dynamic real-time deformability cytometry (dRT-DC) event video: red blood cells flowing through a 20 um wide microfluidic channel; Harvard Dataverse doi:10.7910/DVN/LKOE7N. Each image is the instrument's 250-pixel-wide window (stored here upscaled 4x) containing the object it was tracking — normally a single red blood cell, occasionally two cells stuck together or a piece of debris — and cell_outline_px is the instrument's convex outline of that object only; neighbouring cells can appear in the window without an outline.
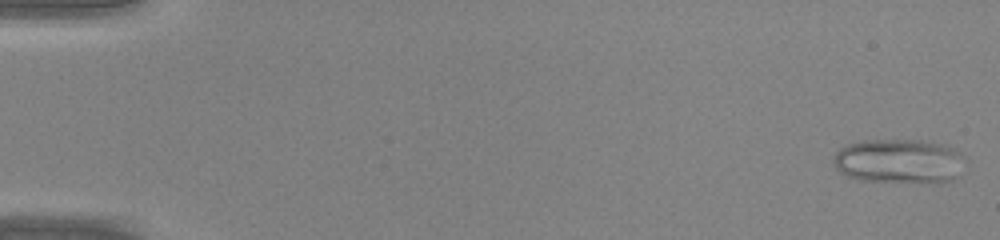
{"species": "common noctule bat (a hibernating species)", "species_latin": "Nyctalus noctula", "temperature_condition": "warm", "stored_images_in_passage": 45, "segment_of_instrument_passage": [1, 2], "camera_frame_rate_fps": 3000, "um_per_image_px": 0.085, "animal": {"sex": "male", "body_mass_g": 20.0, "forearm_length_mm": 53.3}, "frame": {"image": 1, "passage_image": 1, "time_ms": 0.0, "image_size_px": [1000, 240], "cell_outline_px": [[964, 156], [960, 176], [952, 180], [940, 184], [920, 184], [860, 180], [848, 176], [840, 172], [836, 168], [832, 160], [836, 152], [840, 148], [848, 144], [864, 140], [920, 140], [944, 144], [956, 148]], "centroid_in_image_um": [76.48, 13.73], "position_along_channel_um": 8.5, "area_um2": 35.08}}